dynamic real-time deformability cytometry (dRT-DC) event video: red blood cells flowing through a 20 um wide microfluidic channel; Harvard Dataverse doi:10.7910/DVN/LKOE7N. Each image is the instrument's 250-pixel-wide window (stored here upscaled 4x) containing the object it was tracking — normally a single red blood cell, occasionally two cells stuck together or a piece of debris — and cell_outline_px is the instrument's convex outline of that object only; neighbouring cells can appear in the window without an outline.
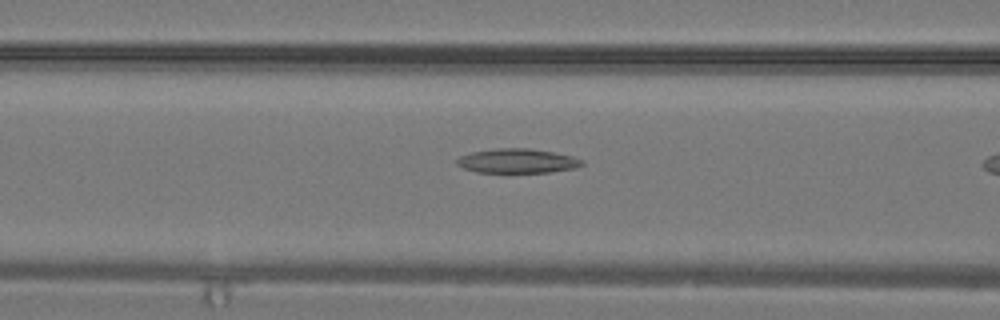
{"species": "common noctule bat (a hibernating species)", "species_latin": "Nyctalus noctula", "temperature_condition": "warm", "stored_images_in_passage": 5, "camera_frame_rate_fps": 3000, "um_per_image_px": 0.085, "animal": {"sex": "male", "body_mass_g": 19.2, "forearm_length_mm": 51.8}, "frame": {"image": 1, "passage_image": 4, "time_ms": 1.0, "image_size_px": [1000, 320], "cell_outline_px": [[584, 164], [576, 168], [552, 172], [476, 172], [464, 168], [456, 164], [456, 160], [460, 156], [472, 152], [496, 148], [528, 148], [552, 152], [572, 156], [584, 160]], "centroid_in_image_um": [43.99, 13.68], "position_along_channel_um": 122.6, "area_um2": 17.74}}